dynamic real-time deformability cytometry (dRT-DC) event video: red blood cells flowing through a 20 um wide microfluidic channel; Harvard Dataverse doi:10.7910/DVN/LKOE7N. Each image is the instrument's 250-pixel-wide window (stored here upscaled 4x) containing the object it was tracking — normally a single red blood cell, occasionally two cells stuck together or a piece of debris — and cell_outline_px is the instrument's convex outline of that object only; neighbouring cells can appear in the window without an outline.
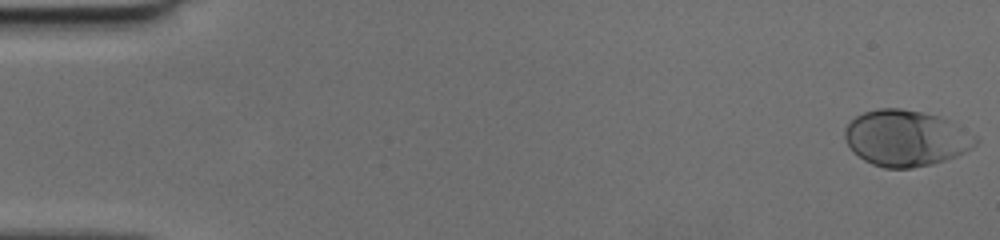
{"species": "human", "species_latin": "Homo sapiens", "temperature_condition": "cold", "stored_images_in_passage": 50, "camera_frame_rate_fps": 3000, "um_per_image_px": 0.085, "donor": {"sex": "female"}, "frame": {"image": 1, "passage_image": 1, "time_ms": 0.0, "image_size_px": [1000, 240], "cell_outline_px": [[980, 140], [972, 148], [956, 156], [932, 164], [912, 168], [884, 168], [872, 164], [864, 160], [852, 152], [844, 140], [844, 128], [856, 116], [864, 112], [880, 108], [900, 108], [940, 116], [948, 120], [976, 136]], "centroid_in_image_um": [76.97, 11.75], "position_along_channel_um": 8.0, "area_um2": 42.77}}
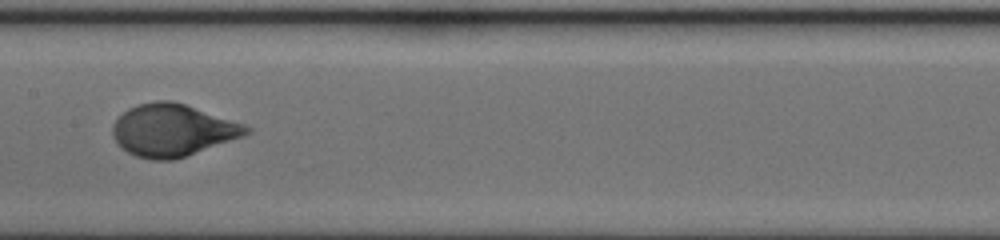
{"frame": {"image": 2, "passage_image": 26, "time_ms": 8.333, "image_size_px": [1000, 240], "cell_outline_px": [[252, 132], [244, 136], [172, 160], [152, 160], [136, 156], [128, 152], [116, 140], [112, 132], [112, 124], [128, 108], [136, 104], [156, 100], [172, 100], [244, 124], [252, 128]], "centroid_in_image_um": [14.67, 11.05], "position_along_channel_um": 192.7, "area_um2": 40.23}}
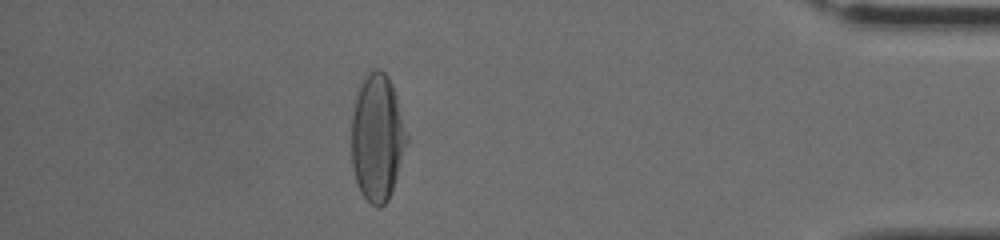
{"frame": {"image": 3, "passage_image": 44, "time_ms": 14.333, "image_size_px": [1000, 240], "cell_outline_px": [[408, 140], [388, 200], [380, 208], [372, 204], [360, 192], [352, 168], [352, 112], [356, 96], [360, 84], [364, 76], [372, 68], [380, 68], [388, 76], [392, 84], [396, 96], [408, 136]], "centroid_in_image_um": [32.05, 11.65], "position_along_channel_um": 403.1, "area_um2": 40.69}}